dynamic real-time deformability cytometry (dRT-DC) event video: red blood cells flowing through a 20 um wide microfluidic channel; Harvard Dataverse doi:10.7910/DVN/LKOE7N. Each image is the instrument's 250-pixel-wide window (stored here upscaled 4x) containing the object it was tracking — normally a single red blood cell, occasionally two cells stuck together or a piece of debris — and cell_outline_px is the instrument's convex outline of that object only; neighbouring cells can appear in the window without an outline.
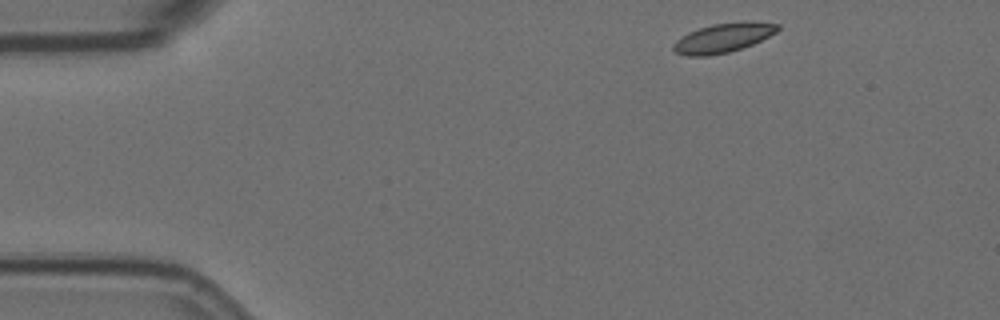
{"species": "Egyptian fruit bat (a non-hibernating species)", "species_latin": "Rousettus aegyptiacus", "temperature_condition": "room temperature", "stored_images_in_passage": 51, "camera_frame_rate_fps": 3000, "um_per_image_px": 0.085, "animal": {"sex": "female"}, "frame": {"image": 1, "passage_image": 1, "time_ms": 0.0, "image_size_px": [1000, 320], "cell_outline_px": [[780, 28], [776, 32], [752, 44], [728, 52], [708, 56], [688, 56], [676, 52], [672, 48], [672, 44], [676, 40], [688, 32], [712, 24], [780, 24]], "centroid_in_image_um": [61.35, 3.27], "position_along_channel_um": 23.7, "area_um2": 16.82}}
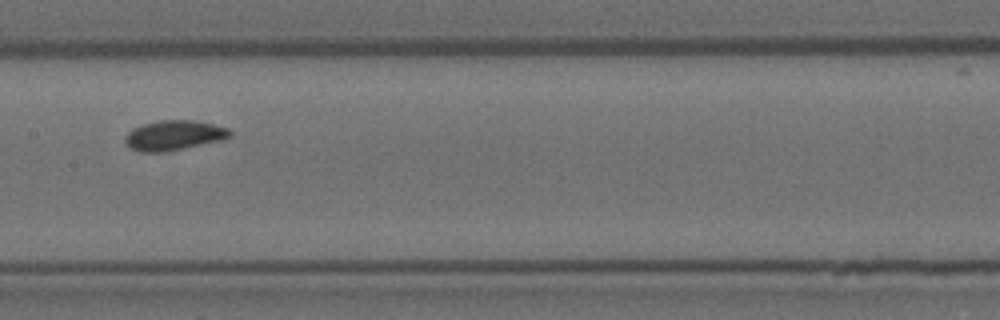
{"frame": {"image": 2, "passage_image": 22, "time_ms": 7.0, "image_size_px": [1000, 320], "cell_outline_px": [[232, 136], [224, 140], [184, 148], [160, 152], [140, 152], [132, 148], [124, 140], [124, 136], [132, 128], [144, 124], [160, 120], [192, 120], [212, 124], [228, 128], [232, 132]], "centroid_in_image_um": [14.81, 11.5], "position_along_channel_um": 192.6, "area_um2": 18.21}}
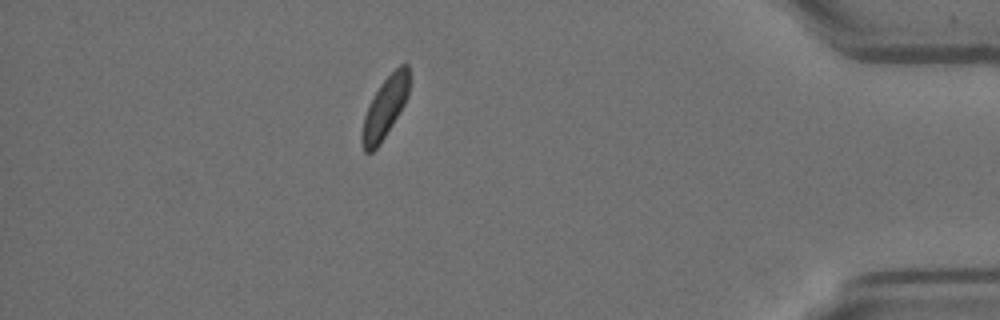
{"frame": {"image": 3, "passage_image": 44, "time_ms": 14.333, "image_size_px": [1000, 320], "cell_outline_px": [[408, 96], [404, 104], [380, 144], [372, 152], [364, 152], [360, 140], [360, 136], [364, 116], [380, 84], [400, 64], [408, 64]], "centroid_in_image_um": [32.69, 9.19], "position_along_channel_um": 402.5, "area_um2": 16.36}, "authors_computed_cell_mechanics": {"area_um2": 17.5712, "velocity_mm_per_s": 3.4743, "shape_relaxation_time_tau1_ms": 5.2299, "shape_relaxation_time_tau2_ms": null, "deformation_change_tau1": 0.1108, "deformation_change_tau2": null}}